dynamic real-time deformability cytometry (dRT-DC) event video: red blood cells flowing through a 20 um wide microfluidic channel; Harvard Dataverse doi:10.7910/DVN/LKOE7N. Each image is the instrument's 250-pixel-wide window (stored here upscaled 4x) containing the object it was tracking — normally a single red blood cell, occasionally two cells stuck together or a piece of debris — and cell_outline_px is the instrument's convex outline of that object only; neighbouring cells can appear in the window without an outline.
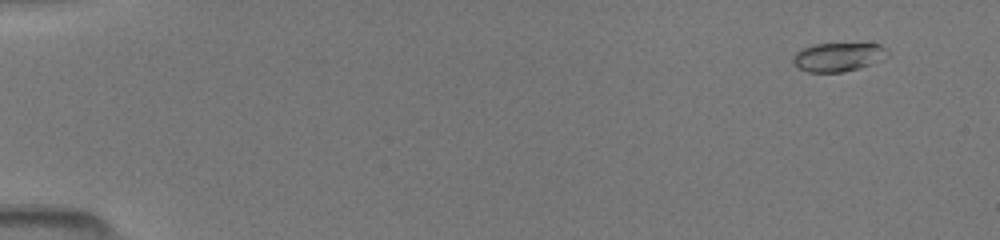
{"species": "common noctule bat (a hibernating species)", "species_latin": "Nyctalus noctula", "temperature_condition": "room temperature", "stored_images_in_passage": 21, "camera_frame_rate_fps": 3000, "um_per_image_px": 0.085, "animal": {"sex": "female", "body_mass_g": 19.5, "forearm_length_mm": 54.1}, "frame": {"image": 1, "passage_image": 2, "time_ms": 1.0, "image_size_px": [1000, 240], "cell_outline_px": [[892, 56], [872, 64], [860, 68], [844, 72], [808, 72], [792, 64], [792, 56], [796, 52], [812, 44], [880, 44], [892, 52]], "centroid_in_image_um": [71.31, 4.85], "position_along_channel_um": 13.7, "area_um2": 16.18}}
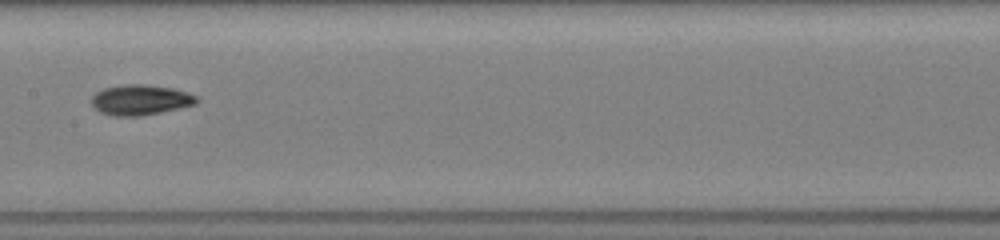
{"frame": {"image": 2, "passage_image": 10, "time_ms": 8.667, "image_size_px": [1000, 240], "cell_outline_px": [[200, 100], [196, 104], [160, 112], [140, 116], [112, 116], [100, 112], [92, 104], [92, 96], [96, 92], [104, 88], [128, 84], [144, 84], [172, 88], [188, 92], [196, 96]], "centroid_in_image_um": [11.95, 8.49], "position_along_channel_um": 195.5, "area_um2": 18.5}}
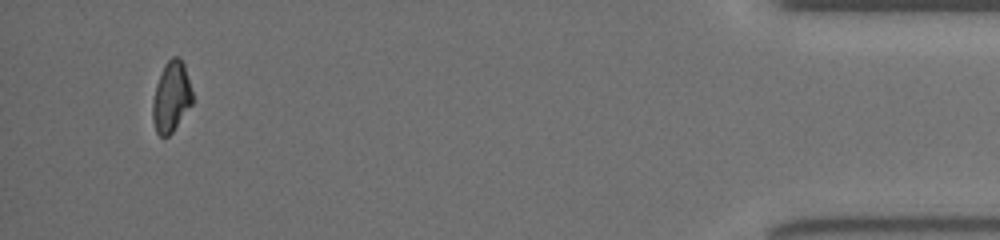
{"frame": {"image": 3, "passage_image": 19, "time_ms": 15.667, "image_size_px": [1000, 240], "cell_outline_px": [[192, 104], [172, 132], [168, 136], [160, 136], [156, 132], [152, 120], [152, 100], [156, 84], [164, 64], [172, 56], [180, 56], [184, 64], [192, 92]], "centroid_in_image_um": [14.54, 8.22], "position_along_channel_um": 420.7, "area_um2": 16.42}}